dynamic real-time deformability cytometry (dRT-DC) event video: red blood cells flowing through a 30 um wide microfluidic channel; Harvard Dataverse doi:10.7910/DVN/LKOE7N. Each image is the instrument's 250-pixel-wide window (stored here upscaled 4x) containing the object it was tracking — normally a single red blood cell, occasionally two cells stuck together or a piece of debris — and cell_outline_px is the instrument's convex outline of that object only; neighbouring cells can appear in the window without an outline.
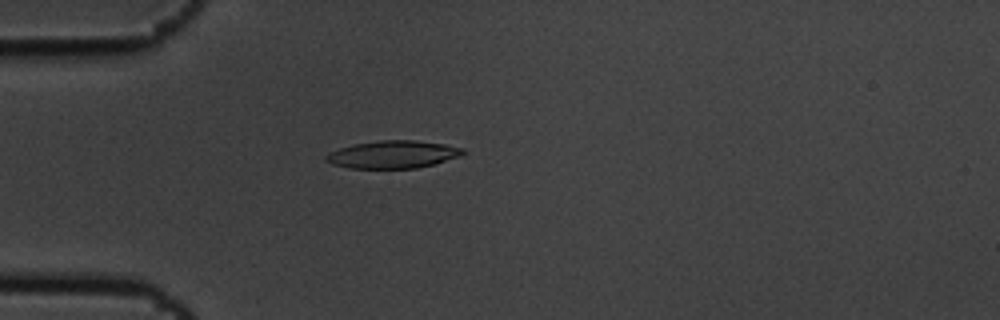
{"species": "common noctule bat (a hibernating species)", "species_latin": "Nyctalus noctula", "temperature_condition": "cold", "stored_images_in_passage": 1, "camera_frame_rate_fps": 3000, "um_per_image_px": 0.085, "animal": {"sex": "male", "body_mass_g": 19.5, "forearm_length_mm": 54.6}, "frame": {"image": 1, "passage_image": 1, "time_ms": 0.0, "image_size_px": [1000, 320], "cell_outline_px": [[464, 152], [460, 156], [432, 164], [416, 168], [348, 168], [332, 164], [324, 160], [324, 156], [328, 152], [340, 148], [356, 144], [380, 140], [416, 140], [444, 144], [464, 148]], "centroid_in_image_um": [33.36, 13.12], "position_along_channel_um": 51.6, "area_um2": 21.91}}